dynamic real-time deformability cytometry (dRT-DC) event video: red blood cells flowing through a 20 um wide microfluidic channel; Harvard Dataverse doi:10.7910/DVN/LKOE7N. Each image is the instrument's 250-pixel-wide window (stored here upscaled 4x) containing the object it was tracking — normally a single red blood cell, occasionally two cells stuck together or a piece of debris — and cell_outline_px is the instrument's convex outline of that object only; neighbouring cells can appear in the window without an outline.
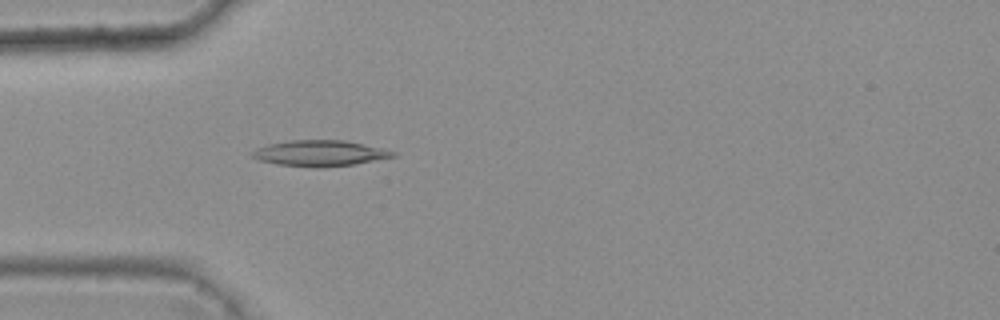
{"species": "common noctule bat (a hibernating species)", "species_latin": "Nyctalus noctula", "temperature_condition": "warm", "stored_images_in_passage": 5, "camera_frame_rate_fps": 3000, "um_per_image_px": 0.085, "animal": {"sex": "female", "body_mass_g": 25.1}, "frame": {"image": 1, "passage_image": 5, "time_ms": 1.333, "image_size_px": [1000, 320], "cell_outline_px": [[396, 156], [352, 164], [316, 168], [312, 168], [280, 164], [260, 160], [252, 156], [248, 152], [256, 148], [268, 144], [288, 140], [344, 140], [380, 148], [396, 152]], "centroid_in_image_um": [27.12, 13.02], "position_along_channel_um": 57.9, "area_um2": 20.98}}